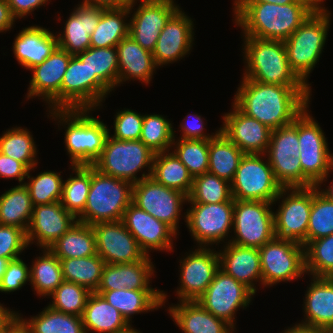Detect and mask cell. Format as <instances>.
Returning a JSON list of instances; mask_svg holds the SVG:
<instances>
[{
  "label": "cell",
  "mask_w": 333,
  "mask_h": 333,
  "mask_svg": "<svg viewBox=\"0 0 333 333\" xmlns=\"http://www.w3.org/2000/svg\"><path fill=\"white\" fill-rule=\"evenodd\" d=\"M234 104L271 130L291 124L310 104L307 85H275L242 78Z\"/></svg>",
  "instance_id": "cell-1"
},
{
  "label": "cell",
  "mask_w": 333,
  "mask_h": 333,
  "mask_svg": "<svg viewBox=\"0 0 333 333\" xmlns=\"http://www.w3.org/2000/svg\"><path fill=\"white\" fill-rule=\"evenodd\" d=\"M233 6L234 24L243 36L279 41L287 40L318 7L313 2H234Z\"/></svg>",
  "instance_id": "cell-2"
},
{
  "label": "cell",
  "mask_w": 333,
  "mask_h": 333,
  "mask_svg": "<svg viewBox=\"0 0 333 333\" xmlns=\"http://www.w3.org/2000/svg\"><path fill=\"white\" fill-rule=\"evenodd\" d=\"M92 111L47 109L48 118L65 129L64 143L71 165H93L103 151L109 128L100 118L93 117Z\"/></svg>",
  "instance_id": "cell-3"
},
{
  "label": "cell",
  "mask_w": 333,
  "mask_h": 333,
  "mask_svg": "<svg viewBox=\"0 0 333 333\" xmlns=\"http://www.w3.org/2000/svg\"><path fill=\"white\" fill-rule=\"evenodd\" d=\"M241 38L245 64L242 78L275 85H306L291 69L284 41Z\"/></svg>",
  "instance_id": "cell-4"
},
{
  "label": "cell",
  "mask_w": 333,
  "mask_h": 333,
  "mask_svg": "<svg viewBox=\"0 0 333 333\" xmlns=\"http://www.w3.org/2000/svg\"><path fill=\"white\" fill-rule=\"evenodd\" d=\"M331 15L327 8L317 7L284 41L291 69L310 88L308 78L323 52L332 21Z\"/></svg>",
  "instance_id": "cell-5"
},
{
  "label": "cell",
  "mask_w": 333,
  "mask_h": 333,
  "mask_svg": "<svg viewBox=\"0 0 333 333\" xmlns=\"http://www.w3.org/2000/svg\"><path fill=\"white\" fill-rule=\"evenodd\" d=\"M133 184L105 175L91 165V185L79 222L93 225L99 222L122 220L124 211L132 203Z\"/></svg>",
  "instance_id": "cell-6"
},
{
  "label": "cell",
  "mask_w": 333,
  "mask_h": 333,
  "mask_svg": "<svg viewBox=\"0 0 333 333\" xmlns=\"http://www.w3.org/2000/svg\"><path fill=\"white\" fill-rule=\"evenodd\" d=\"M318 121L310 114L309 105L298 116V140L302 187H322L333 166V153Z\"/></svg>",
  "instance_id": "cell-7"
},
{
  "label": "cell",
  "mask_w": 333,
  "mask_h": 333,
  "mask_svg": "<svg viewBox=\"0 0 333 333\" xmlns=\"http://www.w3.org/2000/svg\"><path fill=\"white\" fill-rule=\"evenodd\" d=\"M154 155L140 140L121 141L108 135L100 157L92 166L105 175L134 184L151 177ZM141 171V177H137Z\"/></svg>",
  "instance_id": "cell-8"
},
{
  "label": "cell",
  "mask_w": 333,
  "mask_h": 333,
  "mask_svg": "<svg viewBox=\"0 0 333 333\" xmlns=\"http://www.w3.org/2000/svg\"><path fill=\"white\" fill-rule=\"evenodd\" d=\"M187 204L191 206L182 218L184 217L189 233L197 243V247H211L214 244L219 246V243L230 242L229 233L233 230L234 199L217 204Z\"/></svg>",
  "instance_id": "cell-9"
},
{
  "label": "cell",
  "mask_w": 333,
  "mask_h": 333,
  "mask_svg": "<svg viewBox=\"0 0 333 333\" xmlns=\"http://www.w3.org/2000/svg\"><path fill=\"white\" fill-rule=\"evenodd\" d=\"M259 255L263 288L306 275L305 247L293 240L275 237L259 248Z\"/></svg>",
  "instance_id": "cell-10"
},
{
  "label": "cell",
  "mask_w": 333,
  "mask_h": 333,
  "mask_svg": "<svg viewBox=\"0 0 333 333\" xmlns=\"http://www.w3.org/2000/svg\"><path fill=\"white\" fill-rule=\"evenodd\" d=\"M272 202L234 200L233 236L230 243L260 248L274 239V210Z\"/></svg>",
  "instance_id": "cell-11"
},
{
  "label": "cell",
  "mask_w": 333,
  "mask_h": 333,
  "mask_svg": "<svg viewBox=\"0 0 333 333\" xmlns=\"http://www.w3.org/2000/svg\"><path fill=\"white\" fill-rule=\"evenodd\" d=\"M277 201L280 205L274 212L276 238L293 240L305 247L312 206V186L282 188L273 205Z\"/></svg>",
  "instance_id": "cell-12"
},
{
  "label": "cell",
  "mask_w": 333,
  "mask_h": 333,
  "mask_svg": "<svg viewBox=\"0 0 333 333\" xmlns=\"http://www.w3.org/2000/svg\"><path fill=\"white\" fill-rule=\"evenodd\" d=\"M281 189L265 154H244L231 182L234 200L273 203Z\"/></svg>",
  "instance_id": "cell-13"
},
{
  "label": "cell",
  "mask_w": 333,
  "mask_h": 333,
  "mask_svg": "<svg viewBox=\"0 0 333 333\" xmlns=\"http://www.w3.org/2000/svg\"><path fill=\"white\" fill-rule=\"evenodd\" d=\"M110 92L97 76H91L86 62L71 56L61 84V110L100 109Z\"/></svg>",
  "instance_id": "cell-14"
},
{
  "label": "cell",
  "mask_w": 333,
  "mask_h": 333,
  "mask_svg": "<svg viewBox=\"0 0 333 333\" xmlns=\"http://www.w3.org/2000/svg\"><path fill=\"white\" fill-rule=\"evenodd\" d=\"M265 156L282 188L302 187L298 117L291 124L271 131Z\"/></svg>",
  "instance_id": "cell-15"
},
{
  "label": "cell",
  "mask_w": 333,
  "mask_h": 333,
  "mask_svg": "<svg viewBox=\"0 0 333 333\" xmlns=\"http://www.w3.org/2000/svg\"><path fill=\"white\" fill-rule=\"evenodd\" d=\"M187 201V195L156 182L152 177L133 184L132 203L157 220L164 222L177 235L180 233L178 228H180L179 220L182 216L183 205Z\"/></svg>",
  "instance_id": "cell-16"
},
{
  "label": "cell",
  "mask_w": 333,
  "mask_h": 333,
  "mask_svg": "<svg viewBox=\"0 0 333 333\" xmlns=\"http://www.w3.org/2000/svg\"><path fill=\"white\" fill-rule=\"evenodd\" d=\"M255 294L243 283L219 269L207 290L196 300L215 317L227 321L236 329V313L249 307Z\"/></svg>",
  "instance_id": "cell-17"
},
{
  "label": "cell",
  "mask_w": 333,
  "mask_h": 333,
  "mask_svg": "<svg viewBox=\"0 0 333 333\" xmlns=\"http://www.w3.org/2000/svg\"><path fill=\"white\" fill-rule=\"evenodd\" d=\"M179 287L176 295L179 301H196L213 281L220 269L218 251L210 247H197L180 258Z\"/></svg>",
  "instance_id": "cell-18"
},
{
  "label": "cell",
  "mask_w": 333,
  "mask_h": 333,
  "mask_svg": "<svg viewBox=\"0 0 333 333\" xmlns=\"http://www.w3.org/2000/svg\"><path fill=\"white\" fill-rule=\"evenodd\" d=\"M137 1H140L139 6L133 8ZM180 8L175 0H136L129 7L132 16L129 19V35L142 48L153 52L162 29Z\"/></svg>",
  "instance_id": "cell-19"
},
{
  "label": "cell",
  "mask_w": 333,
  "mask_h": 333,
  "mask_svg": "<svg viewBox=\"0 0 333 333\" xmlns=\"http://www.w3.org/2000/svg\"><path fill=\"white\" fill-rule=\"evenodd\" d=\"M92 228L97 254L105 264L133 263L147 256L122 220L95 223Z\"/></svg>",
  "instance_id": "cell-20"
},
{
  "label": "cell",
  "mask_w": 333,
  "mask_h": 333,
  "mask_svg": "<svg viewBox=\"0 0 333 333\" xmlns=\"http://www.w3.org/2000/svg\"><path fill=\"white\" fill-rule=\"evenodd\" d=\"M71 56L57 47L41 64L30 69L32 73L26 99L40 97L49 110H61V84Z\"/></svg>",
  "instance_id": "cell-21"
},
{
  "label": "cell",
  "mask_w": 333,
  "mask_h": 333,
  "mask_svg": "<svg viewBox=\"0 0 333 333\" xmlns=\"http://www.w3.org/2000/svg\"><path fill=\"white\" fill-rule=\"evenodd\" d=\"M180 8L166 23L152 52L157 67L180 61L192 50L194 22ZM164 65V66H163Z\"/></svg>",
  "instance_id": "cell-22"
},
{
  "label": "cell",
  "mask_w": 333,
  "mask_h": 333,
  "mask_svg": "<svg viewBox=\"0 0 333 333\" xmlns=\"http://www.w3.org/2000/svg\"><path fill=\"white\" fill-rule=\"evenodd\" d=\"M122 222L146 255H150L152 250L173 251V240L177 239V234L164 222L133 203L124 211Z\"/></svg>",
  "instance_id": "cell-23"
},
{
  "label": "cell",
  "mask_w": 333,
  "mask_h": 333,
  "mask_svg": "<svg viewBox=\"0 0 333 333\" xmlns=\"http://www.w3.org/2000/svg\"><path fill=\"white\" fill-rule=\"evenodd\" d=\"M222 116L220 131L245 154H265L271 129L244 114L232 101V109Z\"/></svg>",
  "instance_id": "cell-24"
},
{
  "label": "cell",
  "mask_w": 333,
  "mask_h": 333,
  "mask_svg": "<svg viewBox=\"0 0 333 333\" xmlns=\"http://www.w3.org/2000/svg\"><path fill=\"white\" fill-rule=\"evenodd\" d=\"M77 221L60 201L33 206L32 217L26 231L28 246L36 243L40 249H48Z\"/></svg>",
  "instance_id": "cell-25"
},
{
  "label": "cell",
  "mask_w": 333,
  "mask_h": 333,
  "mask_svg": "<svg viewBox=\"0 0 333 333\" xmlns=\"http://www.w3.org/2000/svg\"><path fill=\"white\" fill-rule=\"evenodd\" d=\"M102 7L78 4L66 19L62 32H58V47L76 56L90 47V36L97 27Z\"/></svg>",
  "instance_id": "cell-26"
},
{
  "label": "cell",
  "mask_w": 333,
  "mask_h": 333,
  "mask_svg": "<svg viewBox=\"0 0 333 333\" xmlns=\"http://www.w3.org/2000/svg\"><path fill=\"white\" fill-rule=\"evenodd\" d=\"M222 247L218 250L220 269L256 294L255 284L259 282L261 286L263 285L259 249L230 242L223 244Z\"/></svg>",
  "instance_id": "cell-27"
},
{
  "label": "cell",
  "mask_w": 333,
  "mask_h": 333,
  "mask_svg": "<svg viewBox=\"0 0 333 333\" xmlns=\"http://www.w3.org/2000/svg\"><path fill=\"white\" fill-rule=\"evenodd\" d=\"M151 256L133 263L105 264L97 290H159L151 287L156 272Z\"/></svg>",
  "instance_id": "cell-28"
},
{
  "label": "cell",
  "mask_w": 333,
  "mask_h": 333,
  "mask_svg": "<svg viewBox=\"0 0 333 333\" xmlns=\"http://www.w3.org/2000/svg\"><path fill=\"white\" fill-rule=\"evenodd\" d=\"M303 298L302 326L333 331V277L312 276Z\"/></svg>",
  "instance_id": "cell-29"
},
{
  "label": "cell",
  "mask_w": 333,
  "mask_h": 333,
  "mask_svg": "<svg viewBox=\"0 0 333 333\" xmlns=\"http://www.w3.org/2000/svg\"><path fill=\"white\" fill-rule=\"evenodd\" d=\"M58 47L57 35L39 25L24 27L14 38L12 50L18 63L28 71L45 61Z\"/></svg>",
  "instance_id": "cell-30"
},
{
  "label": "cell",
  "mask_w": 333,
  "mask_h": 333,
  "mask_svg": "<svg viewBox=\"0 0 333 333\" xmlns=\"http://www.w3.org/2000/svg\"><path fill=\"white\" fill-rule=\"evenodd\" d=\"M118 52V86L126 81L150 84L158 68L152 52L142 48L130 35L116 46Z\"/></svg>",
  "instance_id": "cell-31"
},
{
  "label": "cell",
  "mask_w": 333,
  "mask_h": 333,
  "mask_svg": "<svg viewBox=\"0 0 333 333\" xmlns=\"http://www.w3.org/2000/svg\"><path fill=\"white\" fill-rule=\"evenodd\" d=\"M168 313L182 333H232L235 328L227 321L215 317L197 301H179L171 304Z\"/></svg>",
  "instance_id": "cell-32"
},
{
  "label": "cell",
  "mask_w": 333,
  "mask_h": 333,
  "mask_svg": "<svg viewBox=\"0 0 333 333\" xmlns=\"http://www.w3.org/2000/svg\"><path fill=\"white\" fill-rule=\"evenodd\" d=\"M105 300L116 308L125 320L132 325L135 314L159 310L167 302V293L163 290H97Z\"/></svg>",
  "instance_id": "cell-33"
},
{
  "label": "cell",
  "mask_w": 333,
  "mask_h": 333,
  "mask_svg": "<svg viewBox=\"0 0 333 333\" xmlns=\"http://www.w3.org/2000/svg\"><path fill=\"white\" fill-rule=\"evenodd\" d=\"M81 318L86 333H123L132 328L121 313L96 292H91L87 298Z\"/></svg>",
  "instance_id": "cell-34"
},
{
  "label": "cell",
  "mask_w": 333,
  "mask_h": 333,
  "mask_svg": "<svg viewBox=\"0 0 333 333\" xmlns=\"http://www.w3.org/2000/svg\"><path fill=\"white\" fill-rule=\"evenodd\" d=\"M48 249L59 259L82 258L97 254L92 225L77 221Z\"/></svg>",
  "instance_id": "cell-35"
},
{
  "label": "cell",
  "mask_w": 333,
  "mask_h": 333,
  "mask_svg": "<svg viewBox=\"0 0 333 333\" xmlns=\"http://www.w3.org/2000/svg\"><path fill=\"white\" fill-rule=\"evenodd\" d=\"M151 177L156 182L187 196L193 186V177L172 150L154 155Z\"/></svg>",
  "instance_id": "cell-36"
},
{
  "label": "cell",
  "mask_w": 333,
  "mask_h": 333,
  "mask_svg": "<svg viewBox=\"0 0 333 333\" xmlns=\"http://www.w3.org/2000/svg\"><path fill=\"white\" fill-rule=\"evenodd\" d=\"M129 15V8H102L100 21L90 36V47H116L129 35Z\"/></svg>",
  "instance_id": "cell-37"
},
{
  "label": "cell",
  "mask_w": 333,
  "mask_h": 333,
  "mask_svg": "<svg viewBox=\"0 0 333 333\" xmlns=\"http://www.w3.org/2000/svg\"><path fill=\"white\" fill-rule=\"evenodd\" d=\"M244 154L219 131L209 140L208 172L231 183Z\"/></svg>",
  "instance_id": "cell-38"
},
{
  "label": "cell",
  "mask_w": 333,
  "mask_h": 333,
  "mask_svg": "<svg viewBox=\"0 0 333 333\" xmlns=\"http://www.w3.org/2000/svg\"><path fill=\"white\" fill-rule=\"evenodd\" d=\"M35 257L30 265V284L39 298L48 297L64 281L61 261L49 249Z\"/></svg>",
  "instance_id": "cell-39"
},
{
  "label": "cell",
  "mask_w": 333,
  "mask_h": 333,
  "mask_svg": "<svg viewBox=\"0 0 333 333\" xmlns=\"http://www.w3.org/2000/svg\"><path fill=\"white\" fill-rule=\"evenodd\" d=\"M33 205L28 188L16 185L0 195V224L15 226L27 231Z\"/></svg>",
  "instance_id": "cell-40"
},
{
  "label": "cell",
  "mask_w": 333,
  "mask_h": 333,
  "mask_svg": "<svg viewBox=\"0 0 333 333\" xmlns=\"http://www.w3.org/2000/svg\"><path fill=\"white\" fill-rule=\"evenodd\" d=\"M16 315L29 328L30 333H86L81 317L65 314L49 306L28 319H23L21 313L16 312Z\"/></svg>",
  "instance_id": "cell-41"
},
{
  "label": "cell",
  "mask_w": 333,
  "mask_h": 333,
  "mask_svg": "<svg viewBox=\"0 0 333 333\" xmlns=\"http://www.w3.org/2000/svg\"><path fill=\"white\" fill-rule=\"evenodd\" d=\"M73 172L63 182L62 206L76 218L84 211L91 185V165H70ZM74 175V176H73Z\"/></svg>",
  "instance_id": "cell-42"
},
{
  "label": "cell",
  "mask_w": 333,
  "mask_h": 333,
  "mask_svg": "<svg viewBox=\"0 0 333 333\" xmlns=\"http://www.w3.org/2000/svg\"><path fill=\"white\" fill-rule=\"evenodd\" d=\"M86 62L91 76H97L111 91L118 87V52L116 47H89L76 55Z\"/></svg>",
  "instance_id": "cell-43"
},
{
  "label": "cell",
  "mask_w": 333,
  "mask_h": 333,
  "mask_svg": "<svg viewBox=\"0 0 333 333\" xmlns=\"http://www.w3.org/2000/svg\"><path fill=\"white\" fill-rule=\"evenodd\" d=\"M62 265L63 279L96 292L100 283L104 260L98 255L82 258L59 259Z\"/></svg>",
  "instance_id": "cell-44"
},
{
  "label": "cell",
  "mask_w": 333,
  "mask_h": 333,
  "mask_svg": "<svg viewBox=\"0 0 333 333\" xmlns=\"http://www.w3.org/2000/svg\"><path fill=\"white\" fill-rule=\"evenodd\" d=\"M36 146L27 127H12L0 136V152L22 162L28 169L38 165Z\"/></svg>",
  "instance_id": "cell-45"
},
{
  "label": "cell",
  "mask_w": 333,
  "mask_h": 333,
  "mask_svg": "<svg viewBox=\"0 0 333 333\" xmlns=\"http://www.w3.org/2000/svg\"><path fill=\"white\" fill-rule=\"evenodd\" d=\"M175 132L174 129L172 152L187 167L193 178L207 173L209 168V140L181 139L176 137Z\"/></svg>",
  "instance_id": "cell-46"
},
{
  "label": "cell",
  "mask_w": 333,
  "mask_h": 333,
  "mask_svg": "<svg viewBox=\"0 0 333 333\" xmlns=\"http://www.w3.org/2000/svg\"><path fill=\"white\" fill-rule=\"evenodd\" d=\"M36 168L37 165L29 169L26 178L29 181L27 180L24 184L29 190L32 205L37 206L60 201L64 182L61 176L62 172L49 170L39 172L36 176L30 175V172Z\"/></svg>",
  "instance_id": "cell-47"
},
{
  "label": "cell",
  "mask_w": 333,
  "mask_h": 333,
  "mask_svg": "<svg viewBox=\"0 0 333 333\" xmlns=\"http://www.w3.org/2000/svg\"><path fill=\"white\" fill-rule=\"evenodd\" d=\"M232 197L231 183L209 172L193 178L187 203L217 204Z\"/></svg>",
  "instance_id": "cell-48"
},
{
  "label": "cell",
  "mask_w": 333,
  "mask_h": 333,
  "mask_svg": "<svg viewBox=\"0 0 333 333\" xmlns=\"http://www.w3.org/2000/svg\"><path fill=\"white\" fill-rule=\"evenodd\" d=\"M172 121L162 114L143 115V125L140 141L155 154L170 151L174 141Z\"/></svg>",
  "instance_id": "cell-49"
},
{
  "label": "cell",
  "mask_w": 333,
  "mask_h": 333,
  "mask_svg": "<svg viewBox=\"0 0 333 333\" xmlns=\"http://www.w3.org/2000/svg\"><path fill=\"white\" fill-rule=\"evenodd\" d=\"M305 269L310 277H333V234L305 246Z\"/></svg>",
  "instance_id": "cell-50"
},
{
  "label": "cell",
  "mask_w": 333,
  "mask_h": 333,
  "mask_svg": "<svg viewBox=\"0 0 333 333\" xmlns=\"http://www.w3.org/2000/svg\"><path fill=\"white\" fill-rule=\"evenodd\" d=\"M333 234V202L312 186V206L307 228V244Z\"/></svg>",
  "instance_id": "cell-51"
},
{
  "label": "cell",
  "mask_w": 333,
  "mask_h": 333,
  "mask_svg": "<svg viewBox=\"0 0 333 333\" xmlns=\"http://www.w3.org/2000/svg\"><path fill=\"white\" fill-rule=\"evenodd\" d=\"M90 291L79 284L63 281L49 296L52 302L49 307L65 314L81 317Z\"/></svg>",
  "instance_id": "cell-52"
},
{
  "label": "cell",
  "mask_w": 333,
  "mask_h": 333,
  "mask_svg": "<svg viewBox=\"0 0 333 333\" xmlns=\"http://www.w3.org/2000/svg\"><path fill=\"white\" fill-rule=\"evenodd\" d=\"M113 132L109 136L121 141L139 140L142 132L143 114L124 108L114 115ZM111 134V135H110Z\"/></svg>",
  "instance_id": "cell-53"
},
{
  "label": "cell",
  "mask_w": 333,
  "mask_h": 333,
  "mask_svg": "<svg viewBox=\"0 0 333 333\" xmlns=\"http://www.w3.org/2000/svg\"><path fill=\"white\" fill-rule=\"evenodd\" d=\"M28 241L24 229L0 224V257L15 259L27 249Z\"/></svg>",
  "instance_id": "cell-54"
},
{
  "label": "cell",
  "mask_w": 333,
  "mask_h": 333,
  "mask_svg": "<svg viewBox=\"0 0 333 333\" xmlns=\"http://www.w3.org/2000/svg\"><path fill=\"white\" fill-rule=\"evenodd\" d=\"M30 283V266L20 257L9 261L7 269L0 282V292L11 293L20 290Z\"/></svg>",
  "instance_id": "cell-55"
},
{
  "label": "cell",
  "mask_w": 333,
  "mask_h": 333,
  "mask_svg": "<svg viewBox=\"0 0 333 333\" xmlns=\"http://www.w3.org/2000/svg\"><path fill=\"white\" fill-rule=\"evenodd\" d=\"M204 118L201 115L193 113L188 114L180 123L179 128H181L180 132L182 133L179 138L181 139H197V140H211L219 131L217 130L215 133L211 135L205 132Z\"/></svg>",
  "instance_id": "cell-56"
},
{
  "label": "cell",
  "mask_w": 333,
  "mask_h": 333,
  "mask_svg": "<svg viewBox=\"0 0 333 333\" xmlns=\"http://www.w3.org/2000/svg\"><path fill=\"white\" fill-rule=\"evenodd\" d=\"M29 169L20 161L0 152V178L16 179L19 185L25 184Z\"/></svg>",
  "instance_id": "cell-57"
},
{
  "label": "cell",
  "mask_w": 333,
  "mask_h": 333,
  "mask_svg": "<svg viewBox=\"0 0 333 333\" xmlns=\"http://www.w3.org/2000/svg\"><path fill=\"white\" fill-rule=\"evenodd\" d=\"M51 0H7L13 17L18 20L32 14L41 6L47 5Z\"/></svg>",
  "instance_id": "cell-58"
},
{
  "label": "cell",
  "mask_w": 333,
  "mask_h": 333,
  "mask_svg": "<svg viewBox=\"0 0 333 333\" xmlns=\"http://www.w3.org/2000/svg\"><path fill=\"white\" fill-rule=\"evenodd\" d=\"M15 20L7 0H0V33L11 30L15 25Z\"/></svg>",
  "instance_id": "cell-59"
},
{
  "label": "cell",
  "mask_w": 333,
  "mask_h": 333,
  "mask_svg": "<svg viewBox=\"0 0 333 333\" xmlns=\"http://www.w3.org/2000/svg\"><path fill=\"white\" fill-rule=\"evenodd\" d=\"M136 0H83L81 3L89 6L109 8H129Z\"/></svg>",
  "instance_id": "cell-60"
},
{
  "label": "cell",
  "mask_w": 333,
  "mask_h": 333,
  "mask_svg": "<svg viewBox=\"0 0 333 333\" xmlns=\"http://www.w3.org/2000/svg\"><path fill=\"white\" fill-rule=\"evenodd\" d=\"M3 333H30L29 328L15 315L4 327Z\"/></svg>",
  "instance_id": "cell-61"
},
{
  "label": "cell",
  "mask_w": 333,
  "mask_h": 333,
  "mask_svg": "<svg viewBox=\"0 0 333 333\" xmlns=\"http://www.w3.org/2000/svg\"><path fill=\"white\" fill-rule=\"evenodd\" d=\"M283 331L284 332H281V333H333V331H331V330L306 327V326L299 325L297 323L295 325H293L291 328L288 327V329L286 328Z\"/></svg>",
  "instance_id": "cell-62"
},
{
  "label": "cell",
  "mask_w": 333,
  "mask_h": 333,
  "mask_svg": "<svg viewBox=\"0 0 333 333\" xmlns=\"http://www.w3.org/2000/svg\"><path fill=\"white\" fill-rule=\"evenodd\" d=\"M15 315L16 311L4 307V305L0 303V329L4 327Z\"/></svg>",
  "instance_id": "cell-63"
},
{
  "label": "cell",
  "mask_w": 333,
  "mask_h": 333,
  "mask_svg": "<svg viewBox=\"0 0 333 333\" xmlns=\"http://www.w3.org/2000/svg\"><path fill=\"white\" fill-rule=\"evenodd\" d=\"M233 2H262L286 5L294 2H312L311 0H234Z\"/></svg>",
  "instance_id": "cell-64"
},
{
  "label": "cell",
  "mask_w": 333,
  "mask_h": 333,
  "mask_svg": "<svg viewBox=\"0 0 333 333\" xmlns=\"http://www.w3.org/2000/svg\"><path fill=\"white\" fill-rule=\"evenodd\" d=\"M318 191L325 196L329 201L333 202V180L331 181V183L329 184V186H327V188H321V187H317Z\"/></svg>",
  "instance_id": "cell-65"
},
{
  "label": "cell",
  "mask_w": 333,
  "mask_h": 333,
  "mask_svg": "<svg viewBox=\"0 0 333 333\" xmlns=\"http://www.w3.org/2000/svg\"><path fill=\"white\" fill-rule=\"evenodd\" d=\"M10 259L0 257V282L7 269Z\"/></svg>",
  "instance_id": "cell-66"
},
{
  "label": "cell",
  "mask_w": 333,
  "mask_h": 333,
  "mask_svg": "<svg viewBox=\"0 0 333 333\" xmlns=\"http://www.w3.org/2000/svg\"><path fill=\"white\" fill-rule=\"evenodd\" d=\"M314 4H316L318 7H324L325 5L324 0H311Z\"/></svg>",
  "instance_id": "cell-67"
},
{
  "label": "cell",
  "mask_w": 333,
  "mask_h": 333,
  "mask_svg": "<svg viewBox=\"0 0 333 333\" xmlns=\"http://www.w3.org/2000/svg\"><path fill=\"white\" fill-rule=\"evenodd\" d=\"M123 333H142V331L140 332L137 329H135V328L132 327L131 329H129L128 331L123 332Z\"/></svg>",
  "instance_id": "cell-68"
}]
</instances>
